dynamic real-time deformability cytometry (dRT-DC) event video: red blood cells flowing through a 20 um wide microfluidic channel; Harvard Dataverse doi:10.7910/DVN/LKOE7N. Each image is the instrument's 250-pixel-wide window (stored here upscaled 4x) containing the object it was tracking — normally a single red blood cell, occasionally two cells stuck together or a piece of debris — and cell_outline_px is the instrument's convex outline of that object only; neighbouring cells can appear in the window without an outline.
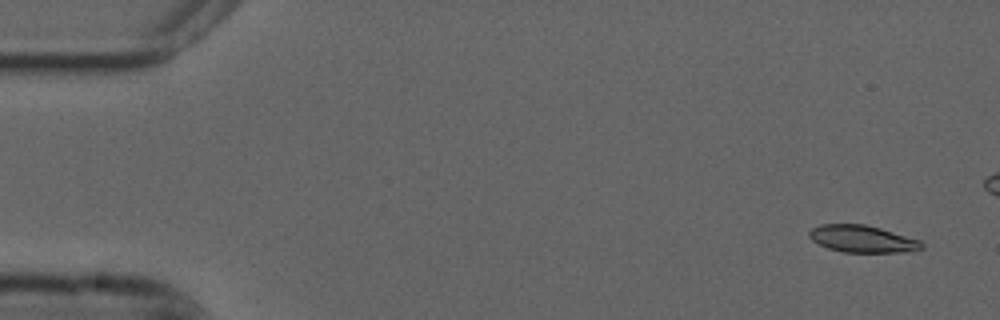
{"species": "common noctule bat (a hibernating species)", "species_latin": "Nyctalus noctula", "temperature_condition": "cold", "stored_images_in_passage": 15, "camera_frame_rate_fps": 3000, "um_per_image_px": 0.085, "animal": {"sex": "male", "forearm_length_mm": 52.5}, "frame": {"image": 1, "passage_image": 3, "time_ms": 0.667, "image_size_px": [1000, 320], "cell_outline_px": [[924, 248], [904, 252], [844, 252], [828, 248], [812, 240], [808, 236], [808, 232], [812, 228], [820, 224], [864, 224], [880, 228], [920, 240], [924, 244]], "centroid_in_image_um": [73.29, 20.3], "position_along_channel_um": 11.7, "area_um2": 17.69}}